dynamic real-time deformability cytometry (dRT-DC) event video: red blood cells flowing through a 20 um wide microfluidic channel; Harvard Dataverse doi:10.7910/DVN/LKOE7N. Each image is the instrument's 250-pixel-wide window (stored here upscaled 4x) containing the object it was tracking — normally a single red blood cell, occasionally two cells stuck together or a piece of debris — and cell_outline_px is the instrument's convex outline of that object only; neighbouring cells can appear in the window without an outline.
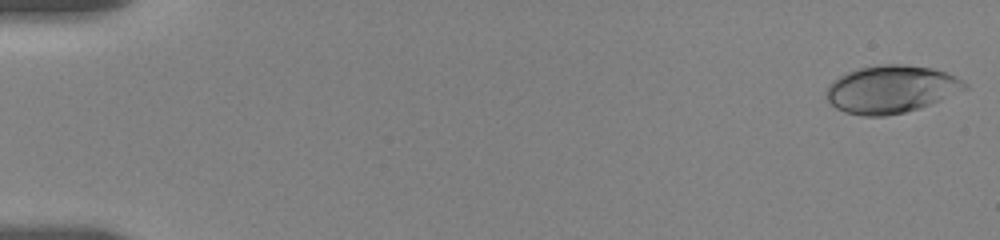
{"species": "human", "species_latin": "Homo sapiens", "temperature_condition": "room temperature", "stored_images_in_passage": 55, "camera_frame_rate_fps": 3000, "um_per_image_px": 0.085, "donor": {"sex": "female"}, "frame": {"image": 1, "passage_image": 1, "time_ms": 0.0, "image_size_px": [1000, 240], "cell_outline_px": [[968, 88], [920, 108], [904, 112], [884, 116], [864, 116], [844, 112], [836, 108], [824, 96], [828, 84], [832, 80], [848, 72], [860, 68], [880, 64], [904, 64], [932, 68], [948, 72], [964, 80], [968, 84]], "centroid_in_image_um": [75.74, 7.58], "position_along_channel_um": 9.3, "area_um2": 38.55}}
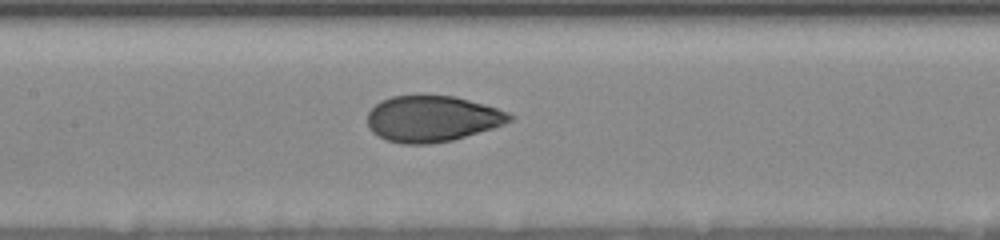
{"frame": {"image": 2, "passage_image": 27, "time_ms": 8.667, "image_size_px": [1000, 240], "cell_outline_px": [[516, 116], [512, 120], [504, 124], [492, 128], [452, 140], [432, 144], [400, 144], [388, 140], [372, 132], [368, 128], [368, 112], [380, 100], [392, 96], [416, 92], [424, 92], [456, 96], [484, 104], [508, 112]], "centroid_in_image_um": [36.72, 10.04], "position_along_channel_um": 170.7, "area_um2": 39.13}}
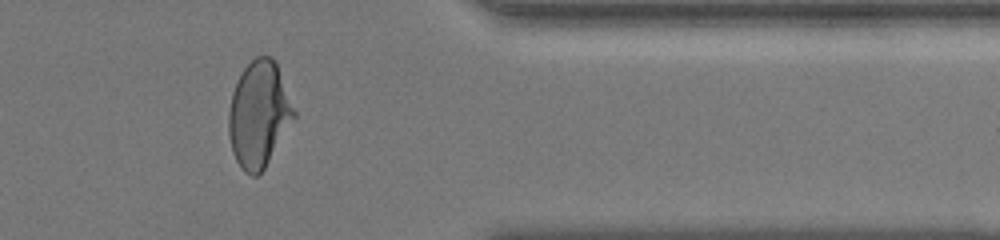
{"frame": {"image": 3, "passage_image": 46, "time_ms": 15.0, "image_size_px": [1000, 240], "cell_outline_px": [[296, 116], [264, 168], [256, 176], [252, 176], [244, 172], [236, 160], [232, 152], [228, 132], [228, 112], [232, 92], [244, 68], [256, 56], [272, 56], [276, 60], [296, 112]], "centroid_in_image_um": [22.0, 9.7], "position_along_channel_um": 389.4, "area_um2": 40.29}, "authors_computed_cell_mechanics": {"area_um2": 38.726, "velocity_mm_per_s": 3.649, "shape_relaxation_time_tau1_ms": 4.678, "shape_relaxation_time_tau2_ms": 0.7412, "deformation_change_tau1": 0.1782, "deformation_change_tau2": 0.0467}}